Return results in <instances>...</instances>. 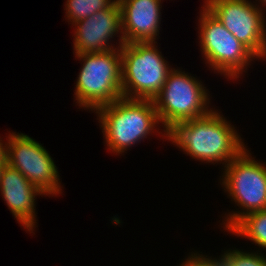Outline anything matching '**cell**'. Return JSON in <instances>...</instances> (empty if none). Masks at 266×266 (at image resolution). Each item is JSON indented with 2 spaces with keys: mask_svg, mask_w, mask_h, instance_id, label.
Instances as JSON below:
<instances>
[{
  "mask_svg": "<svg viewBox=\"0 0 266 266\" xmlns=\"http://www.w3.org/2000/svg\"><path fill=\"white\" fill-rule=\"evenodd\" d=\"M257 1H258V0H257ZM258 2H259V3L261 2L262 7H265V8H266V0H259Z\"/></svg>",
  "mask_w": 266,
  "mask_h": 266,
  "instance_id": "d6986e66",
  "label": "cell"
},
{
  "mask_svg": "<svg viewBox=\"0 0 266 266\" xmlns=\"http://www.w3.org/2000/svg\"><path fill=\"white\" fill-rule=\"evenodd\" d=\"M201 8L198 22L201 54L214 72L223 74L225 78L237 80L257 57L204 5Z\"/></svg>",
  "mask_w": 266,
  "mask_h": 266,
  "instance_id": "52a82bcc",
  "label": "cell"
},
{
  "mask_svg": "<svg viewBox=\"0 0 266 266\" xmlns=\"http://www.w3.org/2000/svg\"><path fill=\"white\" fill-rule=\"evenodd\" d=\"M6 142L4 143V140H1L0 138V161H6V154H7V139L8 136H6Z\"/></svg>",
  "mask_w": 266,
  "mask_h": 266,
  "instance_id": "e0dca14e",
  "label": "cell"
},
{
  "mask_svg": "<svg viewBox=\"0 0 266 266\" xmlns=\"http://www.w3.org/2000/svg\"><path fill=\"white\" fill-rule=\"evenodd\" d=\"M200 80L185 71L173 68L160 93L153 99L155 108L163 126L162 138L173 125L200 118L209 114L210 98Z\"/></svg>",
  "mask_w": 266,
  "mask_h": 266,
  "instance_id": "5b68a950",
  "label": "cell"
},
{
  "mask_svg": "<svg viewBox=\"0 0 266 266\" xmlns=\"http://www.w3.org/2000/svg\"><path fill=\"white\" fill-rule=\"evenodd\" d=\"M166 139L193 159L223 167L246 148L235 127L215 108L206 116L173 125Z\"/></svg>",
  "mask_w": 266,
  "mask_h": 266,
  "instance_id": "6da1fadb",
  "label": "cell"
},
{
  "mask_svg": "<svg viewBox=\"0 0 266 266\" xmlns=\"http://www.w3.org/2000/svg\"><path fill=\"white\" fill-rule=\"evenodd\" d=\"M117 0H67L66 18L72 24L91 17L98 11L109 9Z\"/></svg>",
  "mask_w": 266,
  "mask_h": 266,
  "instance_id": "5bb4252c",
  "label": "cell"
},
{
  "mask_svg": "<svg viewBox=\"0 0 266 266\" xmlns=\"http://www.w3.org/2000/svg\"><path fill=\"white\" fill-rule=\"evenodd\" d=\"M227 250L222 254L225 266H266V256L262 253L244 252L238 249Z\"/></svg>",
  "mask_w": 266,
  "mask_h": 266,
  "instance_id": "9a60e30c",
  "label": "cell"
},
{
  "mask_svg": "<svg viewBox=\"0 0 266 266\" xmlns=\"http://www.w3.org/2000/svg\"><path fill=\"white\" fill-rule=\"evenodd\" d=\"M228 232L247 238L259 248H266V209L250 212L240 218Z\"/></svg>",
  "mask_w": 266,
  "mask_h": 266,
  "instance_id": "4fadbf2b",
  "label": "cell"
},
{
  "mask_svg": "<svg viewBox=\"0 0 266 266\" xmlns=\"http://www.w3.org/2000/svg\"><path fill=\"white\" fill-rule=\"evenodd\" d=\"M5 165H6V161H0V177H1V172Z\"/></svg>",
  "mask_w": 266,
  "mask_h": 266,
  "instance_id": "ac0fdd59",
  "label": "cell"
},
{
  "mask_svg": "<svg viewBox=\"0 0 266 266\" xmlns=\"http://www.w3.org/2000/svg\"><path fill=\"white\" fill-rule=\"evenodd\" d=\"M248 0H205L204 6L258 60H266V23L264 8Z\"/></svg>",
  "mask_w": 266,
  "mask_h": 266,
  "instance_id": "9c48e42d",
  "label": "cell"
},
{
  "mask_svg": "<svg viewBox=\"0 0 266 266\" xmlns=\"http://www.w3.org/2000/svg\"><path fill=\"white\" fill-rule=\"evenodd\" d=\"M95 111L107 148L118 155L147 138L160 124L153 100L122 97Z\"/></svg>",
  "mask_w": 266,
  "mask_h": 266,
  "instance_id": "7a4b0ae2",
  "label": "cell"
},
{
  "mask_svg": "<svg viewBox=\"0 0 266 266\" xmlns=\"http://www.w3.org/2000/svg\"><path fill=\"white\" fill-rule=\"evenodd\" d=\"M125 43L155 42L160 30L162 0H117Z\"/></svg>",
  "mask_w": 266,
  "mask_h": 266,
  "instance_id": "7c38bea8",
  "label": "cell"
},
{
  "mask_svg": "<svg viewBox=\"0 0 266 266\" xmlns=\"http://www.w3.org/2000/svg\"><path fill=\"white\" fill-rule=\"evenodd\" d=\"M257 162L245 148L224 167L222 185L242 211L227 213L222 222L229 230L244 215L266 209V165Z\"/></svg>",
  "mask_w": 266,
  "mask_h": 266,
  "instance_id": "8992f818",
  "label": "cell"
},
{
  "mask_svg": "<svg viewBox=\"0 0 266 266\" xmlns=\"http://www.w3.org/2000/svg\"><path fill=\"white\" fill-rule=\"evenodd\" d=\"M104 52L75 54L83 62L75 87V100L83 109L94 111L121 99L122 67L119 46Z\"/></svg>",
  "mask_w": 266,
  "mask_h": 266,
  "instance_id": "3957f363",
  "label": "cell"
},
{
  "mask_svg": "<svg viewBox=\"0 0 266 266\" xmlns=\"http://www.w3.org/2000/svg\"><path fill=\"white\" fill-rule=\"evenodd\" d=\"M0 192L9 210L26 229L33 233L37 227L35 213L36 196L43 194L37 187L33 186L17 169L6 163L0 177Z\"/></svg>",
  "mask_w": 266,
  "mask_h": 266,
  "instance_id": "8fae6325",
  "label": "cell"
},
{
  "mask_svg": "<svg viewBox=\"0 0 266 266\" xmlns=\"http://www.w3.org/2000/svg\"><path fill=\"white\" fill-rule=\"evenodd\" d=\"M6 163L17 169L43 194L62 193L58 168L42 144L30 136L10 132L7 139Z\"/></svg>",
  "mask_w": 266,
  "mask_h": 266,
  "instance_id": "ba28073f",
  "label": "cell"
},
{
  "mask_svg": "<svg viewBox=\"0 0 266 266\" xmlns=\"http://www.w3.org/2000/svg\"><path fill=\"white\" fill-rule=\"evenodd\" d=\"M186 261L182 262L180 266H225L224 258L221 255L219 259H213L212 257H208L207 255H202L197 253H192Z\"/></svg>",
  "mask_w": 266,
  "mask_h": 266,
  "instance_id": "2e32d148",
  "label": "cell"
},
{
  "mask_svg": "<svg viewBox=\"0 0 266 266\" xmlns=\"http://www.w3.org/2000/svg\"><path fill=\"white\" fill-rule=\"evenodd\" d=\"M75 54L96 53L117 49L110 44L112 39L120 33L119 48L125 43L122 37L121 10L116 1L109 9L101 10L91 17L73 24ZM119 32V33H118ZM110 44V45H109Z\"/></svg>",
  "mask_w": 266,
  "mask_h": 266,
  "instance_id": "30bf717a",
  "label": "cell"
},
{
  "mask_svg": "<svg viewBox=\"0 0 266 266\" xmlns=\"http://www.w3.org/2000/svg\"><path fill=\"white\" fill-rule=\"evenodd\" d=\"M156 43H124L120 47L123 98L153 100L160 93L173 68Z\"/></svg>",
  "mask_w": 266,
  "mask_h": 266,
  "instance_id": "277c9868",
  "label": "cell"
}]
</instances>
